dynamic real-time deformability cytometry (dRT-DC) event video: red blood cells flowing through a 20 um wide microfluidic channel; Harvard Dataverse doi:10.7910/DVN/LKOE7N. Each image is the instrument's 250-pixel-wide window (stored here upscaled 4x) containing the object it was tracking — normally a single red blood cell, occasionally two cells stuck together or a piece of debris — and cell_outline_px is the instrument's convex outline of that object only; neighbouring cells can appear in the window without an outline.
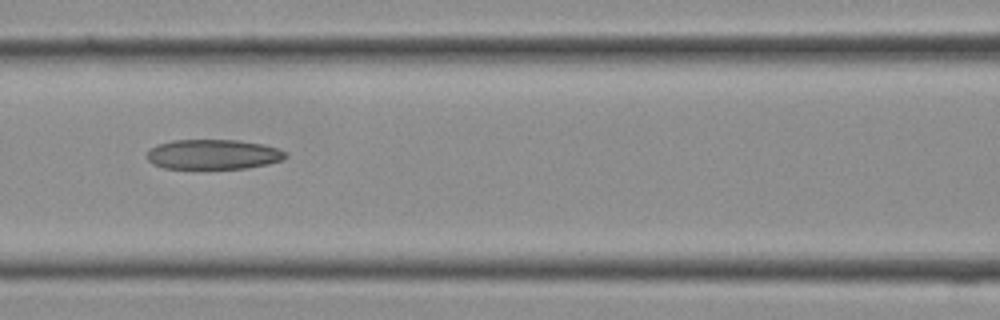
{"species": "Egyptian fruit bat (a non-hibernating species)", "species_latin": "Rousettus aegyptiacus", "temperature_condition": "cold", "stored_images_in_passage": 13, "camera_frame_rate_fps": 3000, "um_per_image_px": 0.085, "frame": {"image": 1, "passage_image": 10, "time_ms": 3.0, "image_size_px": [1000, 320], "cell_outline_px": [[288, 156], [284, 160], [268, 164], [248, 168], [164, 168], [152, 164], [148, 160], [148, 148], [156, 144], [172, 140], [236, 140], [264, 144], [276, 148], [284, 152]], "centroid_in_image_um": [18.11, 13.12], "position_along_channel_um": 148.5, "area_um2": 24.22}}
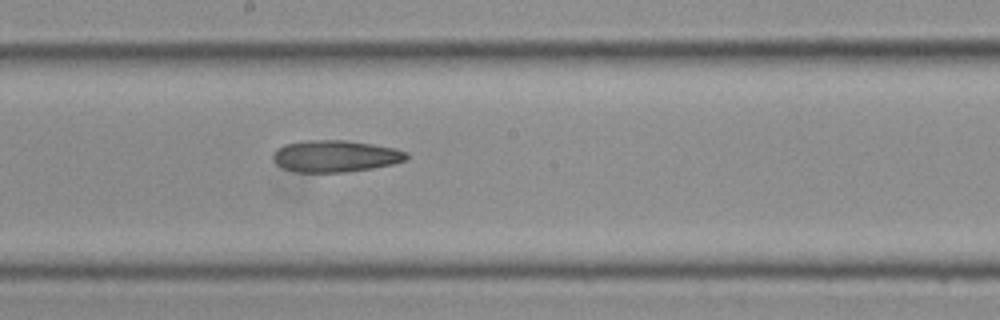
{"frame": {"image": 2, "passage_image": 13, "time_ms": 4.0, "image_size_px": [1000, 320], "cell_outline_px": [[408, 160], [392, 164], [372, 168], [344, 172], [296, 172], [284, 168], [276, 164], [272, 156], [280, 148], [288, 144], [304, 140], [344, 140], [372, 144], [396, 148], [408, 152]], "centroid_in_image_um": [28.56, 13.27], "position_along_channel_um": 219.6, "area_um2": 24.57}}